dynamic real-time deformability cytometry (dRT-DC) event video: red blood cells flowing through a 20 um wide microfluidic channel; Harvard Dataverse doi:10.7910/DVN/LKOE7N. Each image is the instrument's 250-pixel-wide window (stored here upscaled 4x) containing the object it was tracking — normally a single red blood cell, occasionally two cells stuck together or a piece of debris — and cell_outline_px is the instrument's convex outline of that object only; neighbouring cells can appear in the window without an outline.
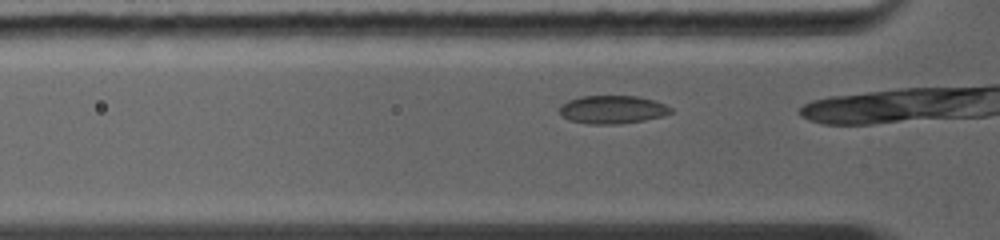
{"species": "common noctule bat (a hibernating species)", "species_latin": "Nyctalus noctula", "temperature_condition": "warm", "stored_images_in_passage": 29, "camera_frame_rate_fps": 5000, "um_per_image_px": 0.085, "animal": {"sex": "female", "body_mass_g": 19.0, "forearm_length_mm": 56.7}, "frame": {"image": 1, "passage_image": 3, "time_ms": 0.6, "image_size_px": [1000, 240], "cell_outline_px": [[672, 112], [660, 116], [644, 120], [620, 124], [588, 124], [568, 120], [560, 112], [560, 108], [568, 100], [580, 96], [636, 96], [652, 100], [664, 104], [672, 108]], "centroid_in_image_um": [52.04, 9.32], "position_along_channel_um": 73.8, "area_um2": 18.03}}
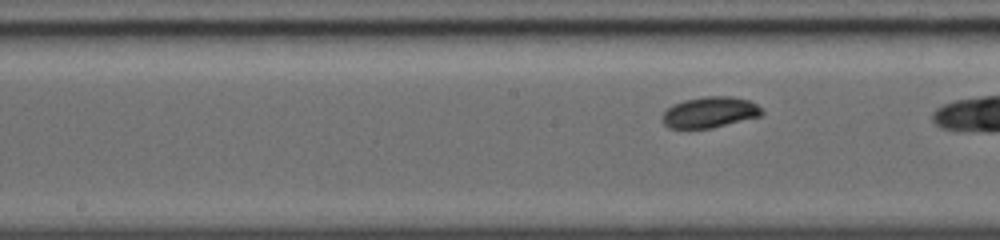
{"frame": {"image": 2, "passage_image": 13, "time_ms": 3.2, "image_size_px": [1000, 240], "cell_outline_px": [[764, 112], [760, 116], [712, 128], [668, 128], [664, 124], [664, 112], [672, 104], [684, 100], [704, 96], [732, 96], [748, 100], [756, 104]], "centroid_in_image_um": [60.34, 9.53], "position_along_channel_um": 187.9, "area_um2": 17.8}}
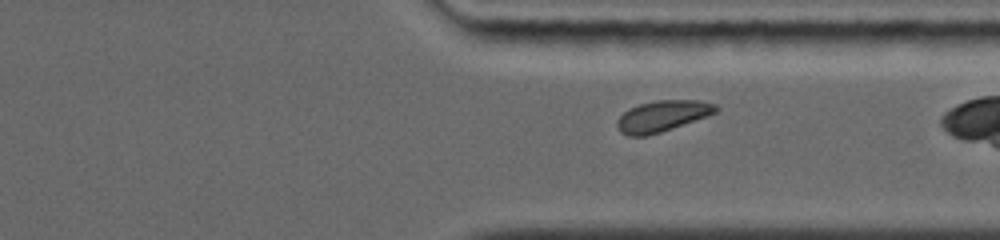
{"frame": {"image": 3, "passage_image": 28, "time_ms": 7.0, "image_size_px": [1000, 240], "cell_outline_px": [[720, 108], [716, 112], [672, 128], [648, 136], [628, 136], [620, 132], [616, 124], [616, 120], [628, 108], [640, 104], [656, 100], [700, 100], [716, 104]], "centroid_in_image_um": [56.27, 9.86], "position_along_channel_um": 355.1, "area_um2": 17.8}}